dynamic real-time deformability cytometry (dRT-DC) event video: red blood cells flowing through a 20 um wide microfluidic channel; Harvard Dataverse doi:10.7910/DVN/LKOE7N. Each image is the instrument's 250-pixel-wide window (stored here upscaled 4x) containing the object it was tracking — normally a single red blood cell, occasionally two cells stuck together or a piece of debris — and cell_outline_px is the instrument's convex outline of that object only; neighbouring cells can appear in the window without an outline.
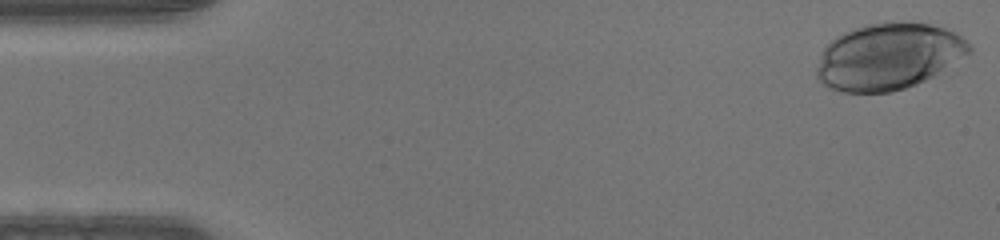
{"species": "human", "species_latin": "Homo sapiens", "temperature_condition": "warm", "stored_images_in_passage": 38, "camera_frame_rate_fps": 3000, "um_per_image_px": 0.085, "donor": {"sex": "male"}, "frame": {"image": 1, "passage_image": 1, "time_ms": 0.0, "image_size_px": [1000, 240], "cell_outline_px": [[972, 52], [932, 76], [916, 84], [892, 92], [840, 92], [828, 88], [816, 76], [816, 68], [824, 48], [832, 40], [856, 28], [872, 24], [928, 24], [944, 28], [960, 36], [972, 44]], "centroid_in_image_um": [75.53, 4.85], "position_along_channel_um": 9.5, "area_um2": 57.8}}
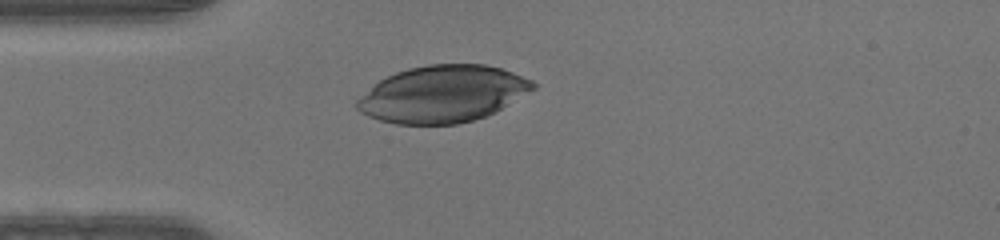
{"frame": {"image": 2, "passage_image": 12, "time_ms": 3.667, "image_size_px": [1000, 240], "cell_outline_px": [[536, 88], [500, 108], [484, 116], [472, 120], [456, 124], [396, 124], [380, 120], [368, 116], [360, 112], [356, 108], [356, 100], [360, 96], [380, 80], [396, 72], [408, 68], [428, 64], [484, 64], [500, 68], [512, 72], [532, 80], [536, 84]], "centroid_in_image_um": [37.6, 7.98], "position_along_channel_um": 47.4, "area_um2": 57.74}}
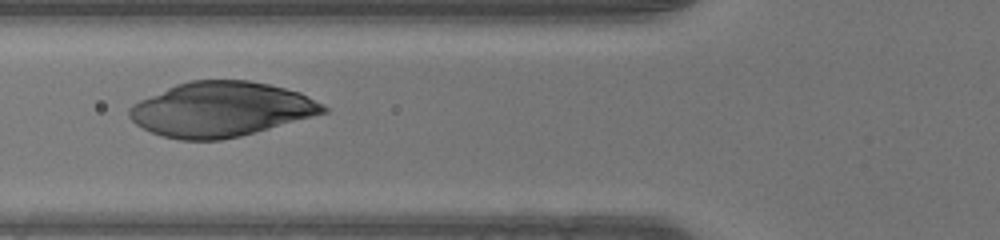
{"frame": {"image": 3, "passage_image": 17, "time_ms": 5.333, "image_size_px": [1000, 240], "cell_outline_px": [[328, 112], [240, 136], [220, 140], [180, 140], [164, 136], [152, 132], [136, 124], [128, 116], [128, 108], [132, 104], [140, 100], [176, 84], [192, 80], [248, 80], [268, 84], [300, 92], [324, 104], [328, 108]], "centroid_in_image_um": [18.79, 9.29], "position_along_channel_um": 107.0, "area_um2": 61.56}}